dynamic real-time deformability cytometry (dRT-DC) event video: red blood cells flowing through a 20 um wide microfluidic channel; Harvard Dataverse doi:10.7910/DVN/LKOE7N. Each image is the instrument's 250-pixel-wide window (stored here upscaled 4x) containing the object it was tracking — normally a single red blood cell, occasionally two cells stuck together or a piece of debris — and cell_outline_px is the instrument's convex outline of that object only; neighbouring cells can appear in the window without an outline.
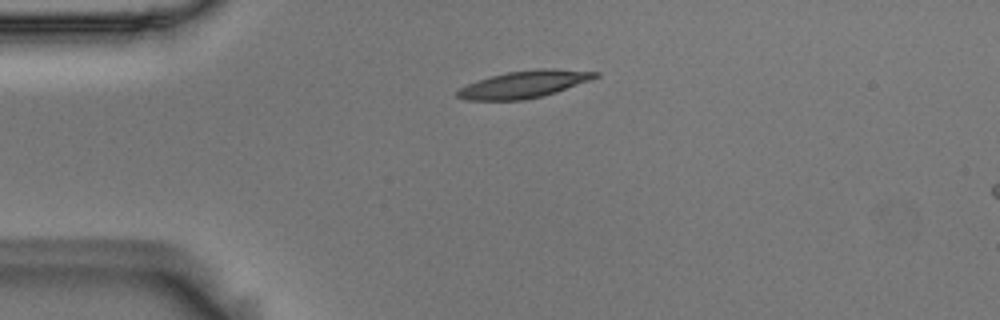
{"species": "Egyptian fruit bat (a non-hibernating species)", "species_latin": "Rousettus aegyptiacus", "temperature_condition": "room temperature", "stored_images_in_passage": 2, "camera_frame_rate_fps": 3000, "um_per_image_px": 0.085, "animal": {"sex": "male"}, "frame": {"image": 1, "passage_image": 1, "time_ms": 0.0, "image_size_px": [1000, 320], "cell_outline_px": [[600, 76], [592, 80], [544, 96], [524, 100], [468, 100], [456, 96], [456, 92], [460, 88], [468, 84], [492, 76], [508, 72], [540, 68], [552, 68], [600, 72]], "centroid_in_image_um": [44.62, 7.16], "position_along_channel_um": 40.4, "area_um2": 21.79}}